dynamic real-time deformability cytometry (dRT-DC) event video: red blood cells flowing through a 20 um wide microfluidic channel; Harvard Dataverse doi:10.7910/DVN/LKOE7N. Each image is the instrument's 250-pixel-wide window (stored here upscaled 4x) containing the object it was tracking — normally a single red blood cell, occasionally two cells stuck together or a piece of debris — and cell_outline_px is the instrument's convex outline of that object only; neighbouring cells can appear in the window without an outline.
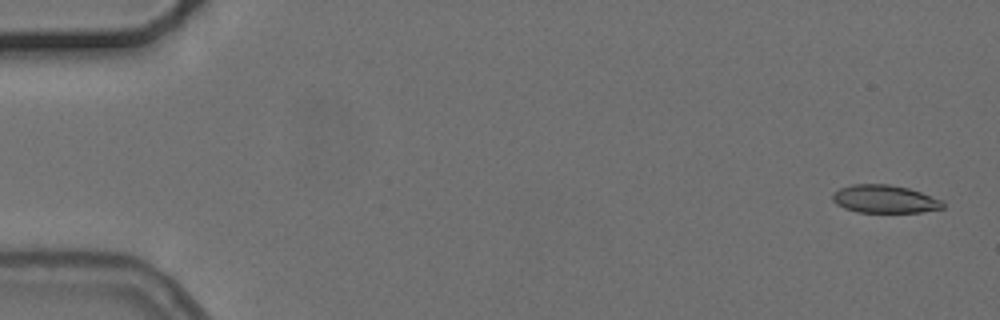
{"species": "common noctule bat (a hibernating species)", "species_latin": "Nyctalus noctula", "temperature_condition": "cold", "stored_images_in_passage": 3, "camera_frame_rate_fps": 3000, "um_per_image_px": 0.085, "animal": {"sex": "female", "body_mass_g": 24.6, "forearm_length_mm": 56.2}, "frame": {"image": 1, "passage_image": 1, "time_ms": 0.0, "image_size_px": [1000, 320], "cell_outline_px": [[944, 208], [920, 212], [856, 212], [844, 208], [836, 204], [832, 200], [832, 192], [840, 188], [852, 184], [888, 184], [908, 188], [944, 200]], "centroid_in_image_um": [75.18, 16.92], "position_along_channel_um": 9.8, "area_um2": 18.09}}